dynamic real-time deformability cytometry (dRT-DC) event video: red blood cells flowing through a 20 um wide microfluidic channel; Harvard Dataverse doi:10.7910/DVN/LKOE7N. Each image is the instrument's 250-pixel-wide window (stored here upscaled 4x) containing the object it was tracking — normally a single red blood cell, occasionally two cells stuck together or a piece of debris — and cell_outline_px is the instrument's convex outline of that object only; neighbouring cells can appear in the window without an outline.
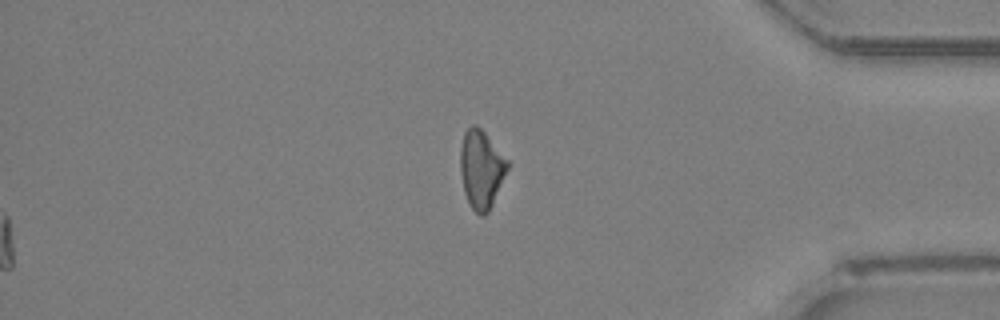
{"species": "Egyptian fruit bat (a non-hibernating species)", "species_latin": "Rousettus aegyptiacus", "temperature_condition": "room temperature", "stored_images_in_passage": 40, "segment_of_instrument_passage": [2, 2], "camera_frame_rate_fps": 3000, "um_per_image_px": 0.085, "animal": {"sex": "female"}, "frame": {"image": 1, "passage_image": 40, "time_ms": 13.0, "image_size_px": [1000, 320], "cell_outline_px": [[512, 164], [488, 212], [484, 216], [480, 216], [472, 208], [464, 192], [460, 172], [460, 148], [464, 132], [472, 124], [476, 124], [484, 132]], "centroid_in_image_um": [40.93, 14.37], "position_along_channel_um": 394.3, "area_um2": 21.73}}